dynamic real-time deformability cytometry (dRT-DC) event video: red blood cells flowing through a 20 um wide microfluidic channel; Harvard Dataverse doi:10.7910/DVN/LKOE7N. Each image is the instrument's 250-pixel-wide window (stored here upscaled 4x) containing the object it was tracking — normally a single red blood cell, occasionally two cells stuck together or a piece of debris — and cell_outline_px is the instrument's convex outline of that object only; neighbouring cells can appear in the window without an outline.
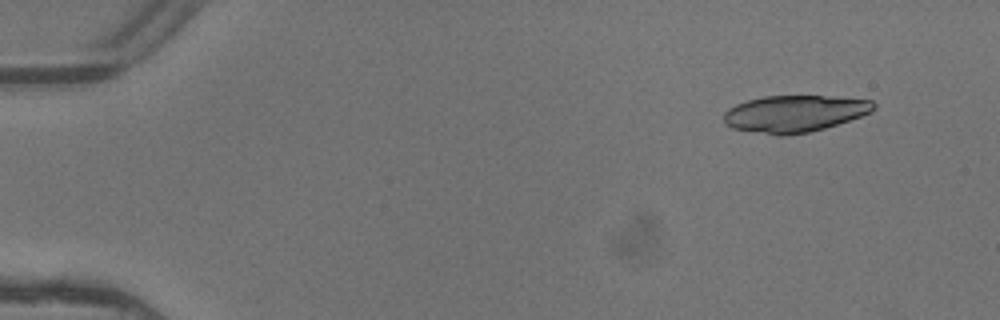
{"species": "common noctule bat (a hibernating species)", "species_latin": "Nyctalus noctula", "temperature_condition": "warm", "stored_images_in_passage": 5, "camera_frame_rate_fps": 3000, "um_per_image_px": 0.085, "animal": {"sex": "female"}, "frame": {"image": 1, "passage_image": 2, "time_ms": 0.333, "image_size_px": [1000, 320], "cell_outline_px": [[876, 108], [860, 116], [824, 128], [808, 132], [784, 136], [776, 136], [732, 128], [724, 120], [724, 112], [728, 108], [736, 104], [748, 100], [764, 96], [824, 96], [872, 100], [876, 104]], "centroid_in_image_um": [67.5, 9.66], "position_along_channel_um": 17.5, "area_um2": 31.91}}